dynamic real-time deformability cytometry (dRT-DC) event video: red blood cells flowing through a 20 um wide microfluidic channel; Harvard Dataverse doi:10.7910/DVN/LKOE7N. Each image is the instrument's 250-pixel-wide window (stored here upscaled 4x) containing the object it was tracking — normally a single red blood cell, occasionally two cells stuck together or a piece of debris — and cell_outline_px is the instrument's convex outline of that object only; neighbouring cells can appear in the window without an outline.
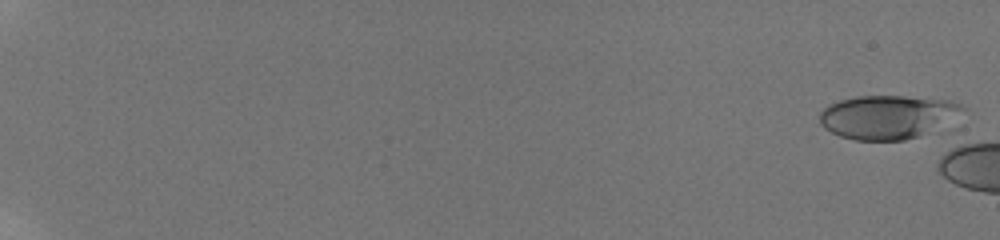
{"species": "human", "species_latin": "Homo sapiens", "temperature_condition": "room temperature", "stored_images_in_passage": 11, "camera_frame_rate_fps": 3000, "um_per_image_px": 0.085, "donor": {"sex": "male"}, "frame": {"image": 1, "passage_image": 2, "time_ms": 0.333, "image_size_px": [1000, 240], "cell_outline_px": [[968, 108], [920, 136], [904, 140], [856, 140], [840, 136], [824, 128], [820, 124], [820, 112], [828, 104], [840, 100], [856, 96], [904, 96], [948, 100], [960, 104]], "centroid_in_image_um": [75.37, 9.93], "position_along_channel_um": 9.6, "area_um2": 35.84}}